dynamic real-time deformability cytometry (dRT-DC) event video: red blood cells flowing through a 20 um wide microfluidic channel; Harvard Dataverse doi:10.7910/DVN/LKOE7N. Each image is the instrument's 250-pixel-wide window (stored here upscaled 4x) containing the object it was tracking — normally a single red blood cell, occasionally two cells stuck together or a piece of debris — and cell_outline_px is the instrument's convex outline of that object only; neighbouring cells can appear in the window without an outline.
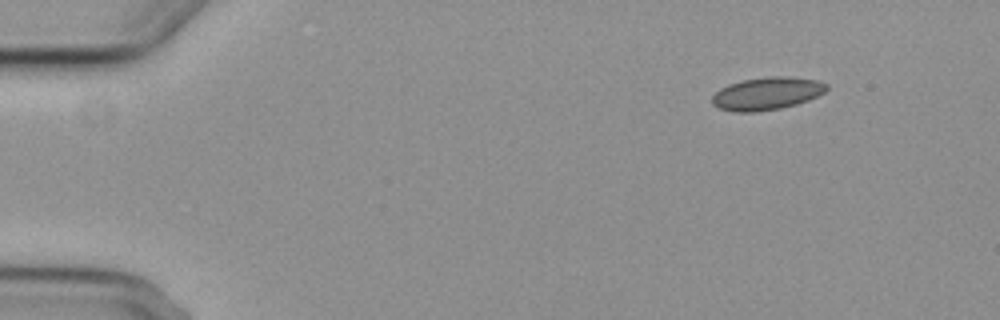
{"species": "common noctule bat (a hibernating species)", "species_latin": "Nyctalus noctula", "temperature_condition": "cold", "stored_images_in_passage": 5, "camera_frame_rate_fps": 3000, "um_per_image_px": 0.085, "animal": {"sex": "female", "body_mass_g": 29.2, "forearm_length_mm": 56.3}, "frame": {"image": 1, "passage_image": 1, "time_ms": 0.0, "image_size_px": [1000, 320], "cell_outline_px": [[828, 88], [824, 92], [808, 100], [796, 104], [780, 108], [756, 112], [732, 112], [720, 108], [712, 104], [712, 96], [720, 88], [728, 84], [744, 80], [768, 76], [788, 76], [816, 80], [828, 84]], "centroid_in_image_um": [65.17, 7.95], "position_along_channel_um": 19.8, "area_um2": 21.79}}
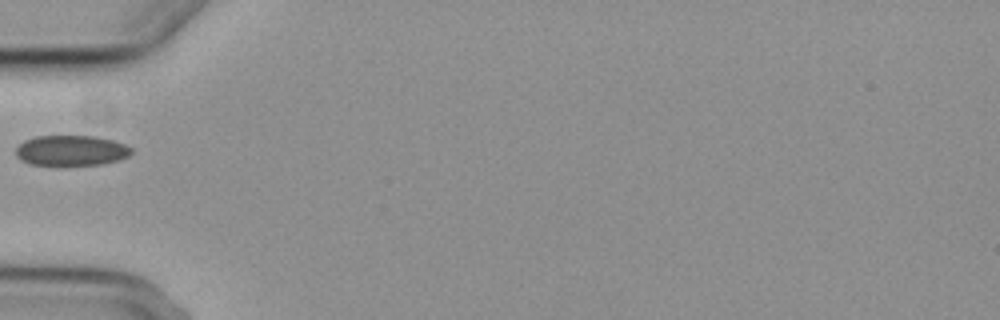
{"frame": {"image": 2, "passage_image": 4, "time_ms": 4.333, "image_size_px": [1000, 320], "cell_outline_px": [[132, 152], [128, 156], [120, 160], [100, 164], [28, 164], [20, 160], [16, 156], [16, 148], [24, 140], [36, 136], [92, 136], [112, 140], [124, 144], [132, 148]], "centroid_in_image_um": [6.04, 12.78], "position_along_channel_um": 79.0, "area_um2": 20.23}}
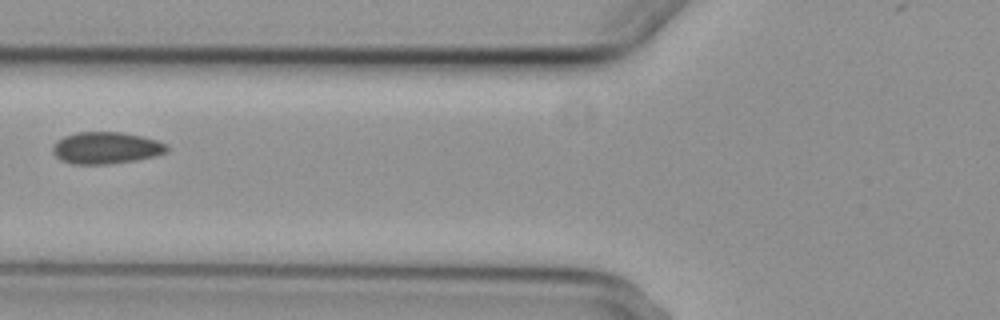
{"frame": {"image": 3, "passage_image": 5, "time_ms": 5.333, "image_size_px": [1000, 320], "cell_outline_px": [[168, 152], [136, 160], [108, 164], [72, 164], [60, 160], [52, 152], [52, 148], [56, 140], [64, 136], [76, 132], [120, 132], [140, 136], [156, 140], [168, 144]], "centroid_in_image_um": [8.99, 12.57], "position_along_channel_um": 116.8, "area_um2": 21.21}}